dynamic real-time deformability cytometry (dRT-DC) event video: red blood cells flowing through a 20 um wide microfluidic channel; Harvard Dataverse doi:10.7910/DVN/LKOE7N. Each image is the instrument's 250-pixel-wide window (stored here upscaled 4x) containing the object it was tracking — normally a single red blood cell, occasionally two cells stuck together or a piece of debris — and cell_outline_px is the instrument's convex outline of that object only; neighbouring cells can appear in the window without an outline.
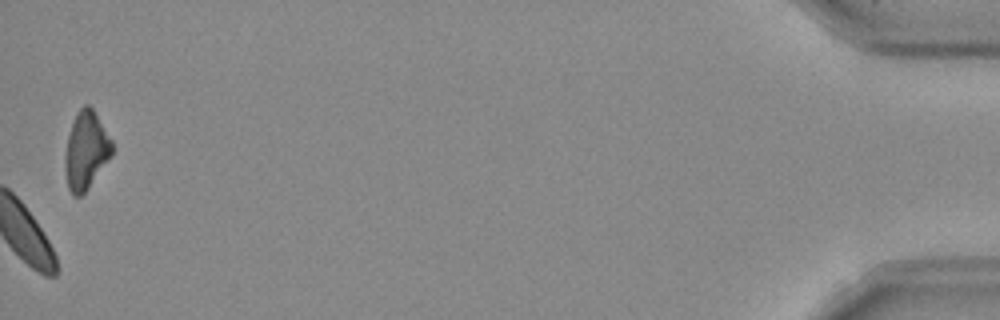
{"species": "Egyptian fruit bat (a non-hibernating species)", "species_latin": "Rousettus aegyptiacus", "temperature_condition": "room temperature", "stored_images_in_passage": 38, "camera_frame_rate_fps": 3000, "um_per_image_px": 0.085, "frame": {"image": 1, "passage_image": 38, "time_ms": 12.333, "image_size_px": [1000, 320], "cell_outline_px": [[112, 156], [88, 188], [80, 196], [72, 196], [68, 188], [64, 168], [64, 156], [68, 136], [76, 112], [84, 104], [88, 104], [92, 108], [112, 140]], "centroid_in_image_um": [7.29, 12.8], "position_along_channel_um": 427.9, "area_um2": 21.33}}